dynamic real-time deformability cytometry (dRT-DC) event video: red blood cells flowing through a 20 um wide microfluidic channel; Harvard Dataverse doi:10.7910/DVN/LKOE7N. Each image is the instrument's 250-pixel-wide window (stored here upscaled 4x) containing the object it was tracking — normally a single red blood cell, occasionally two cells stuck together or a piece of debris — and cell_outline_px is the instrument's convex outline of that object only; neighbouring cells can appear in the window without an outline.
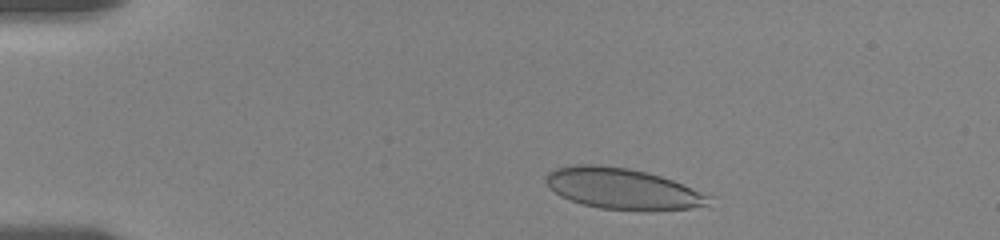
{"species": "human", "species_latin": "Homo sapiens", "temperature_condition": "room temperature", "stored_images_in_passage": 25, "camera_frame_rate_fps": 3000, "um_per_image_px": 0.085, "donor": {"sex": "female"}, "frame": {"image": 1, "passage_image": 3, "time_ms": 1.333, "image_size_px": [1000, 240], "cell_outline_px": [[712, 196], [708, 204], [692, 208], [600, 208], [584, 204], [560, 196], [548, 188], [544, 180], [544, 176], [548, 172], [556, 168], [576, 164], [596, 164], [628, 168], [648, 172], [672, 180]], "centroid_in_image_um": [52.82, 15.99], "position_along_channel_um": 32.2, "area_um2": 37.97}}
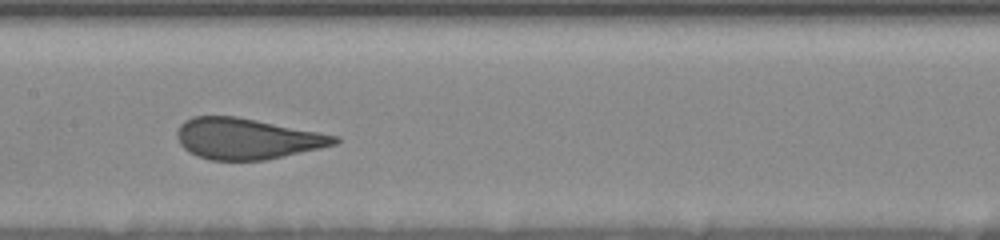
{"frame": {"image": 2, "passage_image": 15, "time_ms": 7.333, "image_size_px": [1000, 240], "cell_outline_px": [[340, 140], [336, 144], [320, 148], [264, 160], [212, 160], [196, 156], [188, 152], [180, 144], [176, 136], [176, 132], [180, 124], [184, 120], [192, 116], [236, 116], [340, 136]], "centroid_in_image_um": [20.95, 11.78], "position_along_channel_um": 186.4, "area_um2": 37.57}}
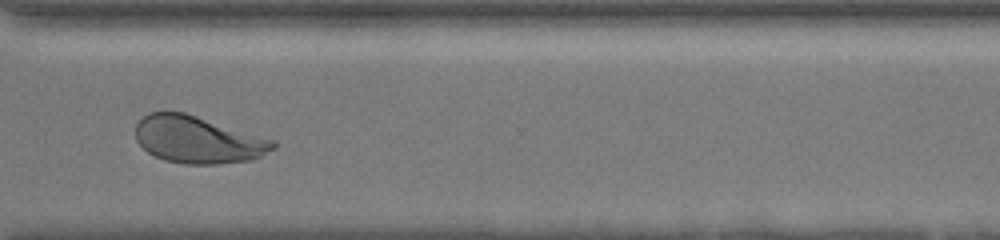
{"frame": {"image": 3, "passage_image": 23, "time_ms": 12.0, "image_size_px": [1000, 240], "cell_outline_px": [[276, 148], [252, 160], [216, 164], [184, 164], [164, 160], [148, 152], [136, 140], [136, 124], [148, 112], [184, 112], [276, 140]], "centroid_in_image_um": [16.84, 11.88], "position_along_channel_um": 353.8, "area_um2": 37.74}, "authors_computed_cell_mechanics": {"area_um2": 38.148, "velocity_mm_per_s": 3.5944, "shape_relaxation_time_tau1_ms": 5.5191, "shape_relaxation_time_tau2_ms": null, "deformation_change_tau1": 0.1847, "deformation_change_tau2": null}}